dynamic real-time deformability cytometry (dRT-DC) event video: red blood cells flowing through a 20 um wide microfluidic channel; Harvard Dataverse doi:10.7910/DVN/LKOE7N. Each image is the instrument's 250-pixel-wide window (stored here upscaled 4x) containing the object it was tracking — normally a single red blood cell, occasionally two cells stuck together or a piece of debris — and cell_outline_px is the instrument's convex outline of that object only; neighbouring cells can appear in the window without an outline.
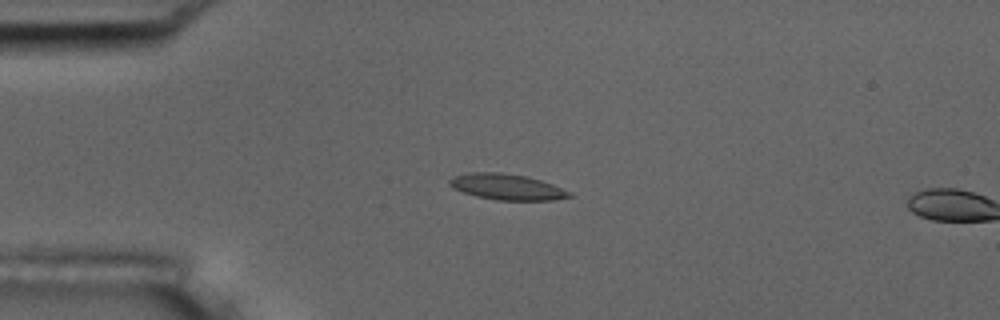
{"species": "common noctule bat (a hibernating species)", "species_latin": "Nyctalus noctula", "temperature_condition": "room temperature", "stored_images_in_passage": 16, "camera_frame_rate_fps": 3000, "um_per_image_px": 0.085, "animal": {"sex": "male", "body_mass_g": 17.5, "forearm_length_mm": 52.3}, "frame": {"image": 1, "passage_image": 14, "time_ms": 4.333, "image_size_px": [1000, 320], "cell_outline_px": [[572, 196], [552, 200], [496, 200], [476, 196], [452, 188], [448, 184], [448, 180], [452, 176], [468, 172], [500, 172], [528, 176], [552, 184], [572, 192]], "centroid_in_image_um": [43.05, 15.87], "position_along_channel_um": 42.0, "area_um2": 18.21}}